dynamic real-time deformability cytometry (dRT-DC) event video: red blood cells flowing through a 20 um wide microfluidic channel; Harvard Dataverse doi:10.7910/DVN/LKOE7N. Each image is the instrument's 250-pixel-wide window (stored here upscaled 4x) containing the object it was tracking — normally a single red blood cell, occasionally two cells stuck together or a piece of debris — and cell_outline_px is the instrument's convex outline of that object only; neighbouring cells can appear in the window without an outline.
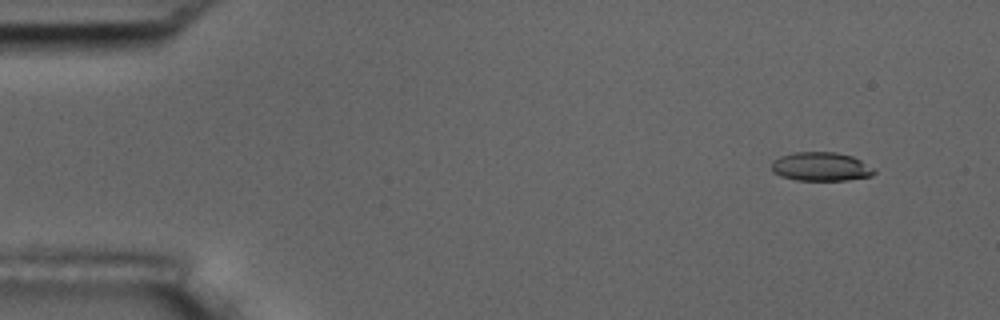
{"species": "common noctule bat (a hibernating species)", "species_latin": "Nyctalus noctula", "temperature_condition": "room temperature", "stored_images_in_passage": 14, "camera_frame_rate_fps": 3000, "um_per_image_px": 0.085, "animal": {"sex": "male", "body_mass_g": 17.5, "forearm_length_mm": 52.3}, "frame": {"image": 1, "passage_image": 1, "time_ms": 0.0, "image_size_px": [1000, 320], "cell_outline_px": [[876, 172], [872, 176], [848, 180], [796, 180], [780, 176], [772, 172], [772, 160], [780, 156], [792, 152], [836, 152], [852, 156], [876, 168]], "centroid_in_image_um": [69.79, 14.16], "position_along_channel_um": 15.2, "area_um2": 17.46}}
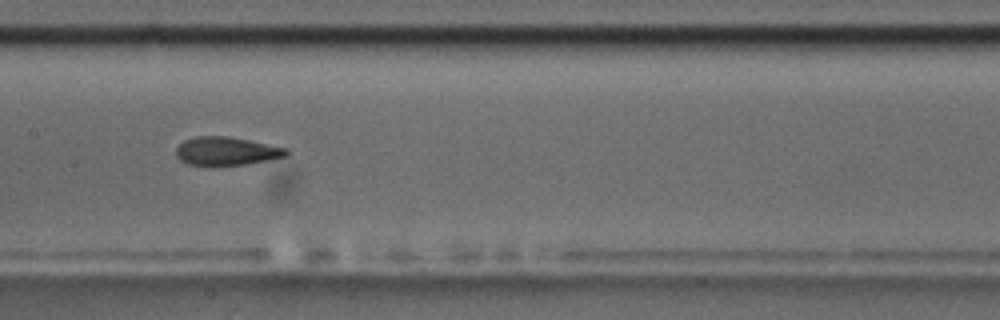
{"frame": {"image": 2, "passage_image": 7, "time_ms": 7.667, "image_size_px": [1000, 320], "cell_outline_px": [[288, 156], [244, 164], [188, 164], [180, 160], [176, 156], [176, 148], [184, 140], [192, 136], [228, 136], [288, 148]], "centroid_in_image_um": [19.24, 12.82], "position_along_channel_um": 188.2, "area_um2": 17.92}}
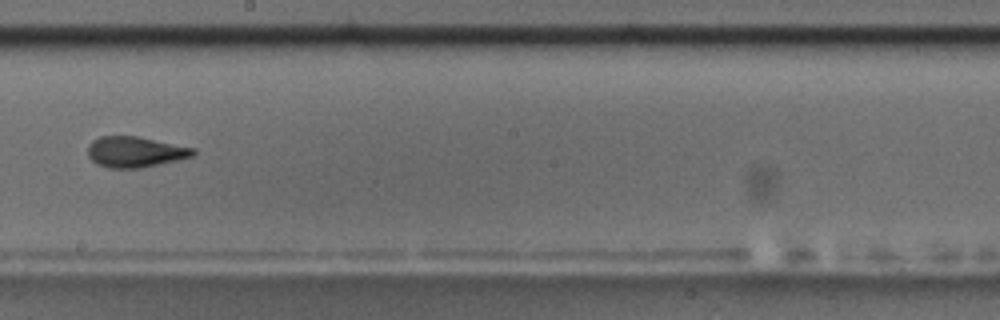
{"frame": {"image": 3, "passage_image": 8, "time_ms": 9.0, "image_size_px": [1000, 320], "cell_outline_px": [[196, 152], [192, 156], [160, 164], [140, 168], [108, 168], [96, 164], [88, 156], [88, 144], [92, 140], [100, 136], [136, 136], [196, 148]], "centroid_in_image_um": [11.46, 12.91], "position_along_channel_um": 236.7, "area_um2": 18.9}, "authors_computed_cell_mechanics": {"area_um2": 18.4093, "velocity_mm_per_s": 3.6607, "shape_relaxation_time_tau1_ms": 5.2427, "shape_relaxation_time_tau2_ms": 1.3635, "deformation_change_tau1": 0.1806, "deformation_change_tau2": 0.0918}}